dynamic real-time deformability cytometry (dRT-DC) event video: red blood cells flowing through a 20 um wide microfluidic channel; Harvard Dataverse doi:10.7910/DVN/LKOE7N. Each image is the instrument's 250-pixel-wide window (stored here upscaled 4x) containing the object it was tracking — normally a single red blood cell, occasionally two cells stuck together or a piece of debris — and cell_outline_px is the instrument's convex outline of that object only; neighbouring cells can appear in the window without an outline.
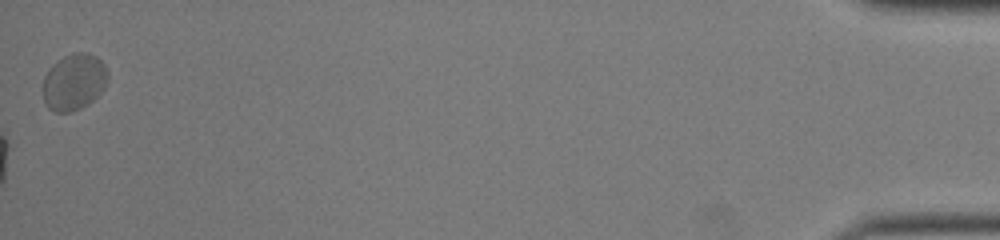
{"species": "common noctule bat (a hibernating species)", "species_latin": "Nyctalus noctula", "temperature_condition": "room temperature", "stored_images_in_passage": 47, "camera_frame_rate_fps": 3000, "um_per_image_px": 0.085, "animal": {"sex": "female", "body_mass_g": 22.0, "forearm_length_mm": 56.7}, "frame": {"image": 1, "passage_image": 47, "time_ms": 15.333, "image_size_px": [1000, 240], "cell_outline_px": [[108, 80], [104, 88], [88, 104], [72, 112], [56, 112], [48, 108], [44, 104], [44, 76], [48, 68], [56, 60], [72, 52], [88, 52], [96, 56], [104, 64], [108, 72]], "centroid_in_image_um": [6.28, 6.94], "position_along_channel_um": 428.9, "area_um2": 21.56}}